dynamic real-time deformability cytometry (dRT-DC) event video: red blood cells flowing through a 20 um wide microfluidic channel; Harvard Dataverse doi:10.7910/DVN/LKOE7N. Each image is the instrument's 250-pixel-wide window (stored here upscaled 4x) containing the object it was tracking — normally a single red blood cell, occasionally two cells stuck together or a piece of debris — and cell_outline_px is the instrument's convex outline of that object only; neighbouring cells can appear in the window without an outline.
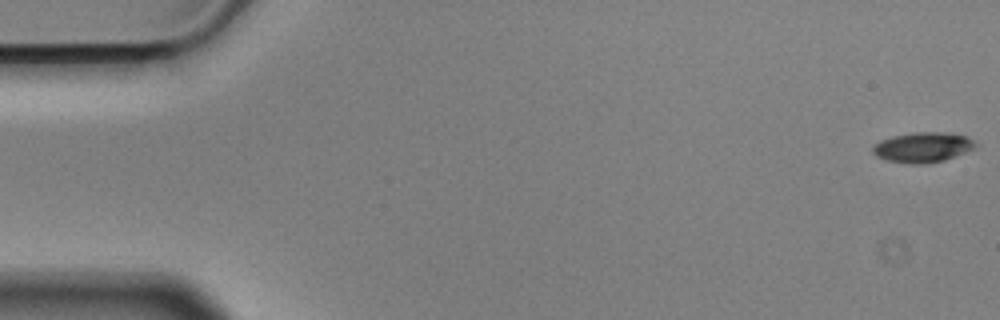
{"species": "Egyptian fruit bat (a non-hibernating species)", "species_latin": "Rousettus aegyptiacus", "temperature_condition": "cold", "stored_images_in_passage": 56, "camera_frame_rate_fps": 3000, "um_per_image_px": 0.085, "animal": {"sex": "male"}, "frame": {"image": 1, "passage_image": 1, "time_ms": 0.0, "image_size_px": [1000, 320], "cell_outline_px": [[980, 144], [964, 152], [944, 160], [920, 164], [908, 164], [888, 160], [876, 156], [872, 152], [872, 148], [880, 140], [892, 136], [912, 132], [952, 132], [968, 136]], "centroid_in_image_um": [78.45, 12.5], "position_along_channel_um": 6.5, "area_um2": 18.09}}
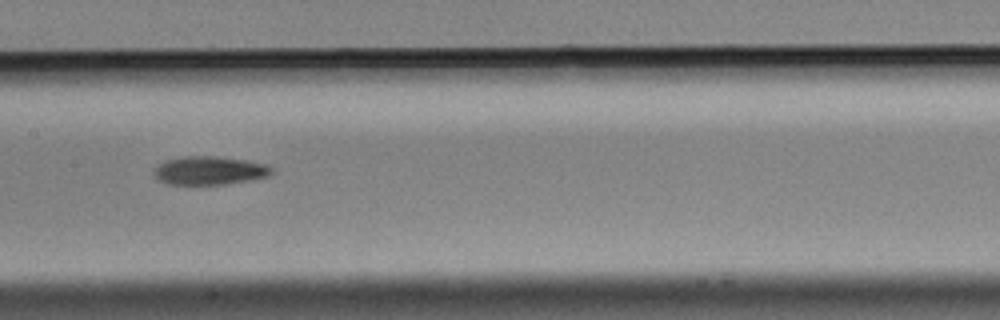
{"frame": {"image": 2, "passage_image": 28, "time_ms": 9.0, "image_size_px": [1000, 320], "cell_outline_px": [[272, 172], [268, 176], [252, 180], [228, 184], [168, 184], [156, 180], [152, 172], [156, 164], [164, 160], [184, 156], [216, 156], [248, 160], [264, 164], [272, 168]], "centroid_in_image_um": [17.74, 14.49], "position_along_channel_um": 189.7, "area_um2": 19.83}}
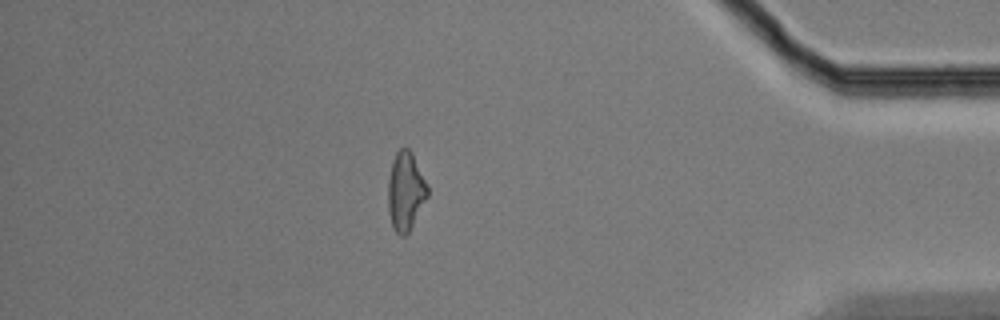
{"frame": {"image": 3, "passage_image": 49, "time_ms": 16.0, "image_size_px": [1000, 320], "cell_outline_px": [[428, 196], [408, 232], [404, 236], [400, 236], [392, 228], [388, 212], [388, 180], [392, 160], [396, 152], [400, 148], [408, 148], [412, 152], [428, 188]], "centroid_in_image_um": [34.45, 16.26], "position_along_channel_um": 400.8, "area_um2": 17.98}, "authors_computed_cell_mechanics": {"area_um2": 18.7272, "velocity_mm_per_s": 3.5846, "shape_relaxation_time_tau1_ms": 4.4495, "shape_relaxation_time_tau2_ms": 7.6271, "deformation_change_tau1": 0.1429, "deformation_change_tau2": 0.1924}}